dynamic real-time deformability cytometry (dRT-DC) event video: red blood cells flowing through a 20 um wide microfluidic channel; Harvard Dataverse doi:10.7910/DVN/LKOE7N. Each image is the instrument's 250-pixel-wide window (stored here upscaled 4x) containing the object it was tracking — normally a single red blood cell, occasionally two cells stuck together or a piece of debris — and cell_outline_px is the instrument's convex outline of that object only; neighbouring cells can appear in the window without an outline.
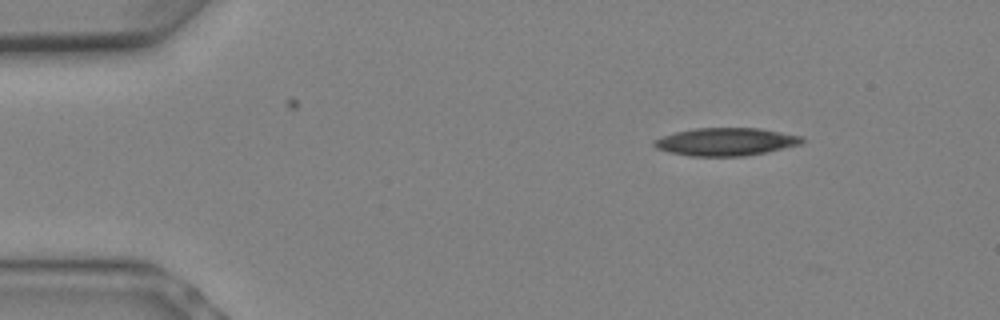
{"species": "Egyptian fruit bat (a non-hibernating species)", "species_latin": "Rousettus aegyptiacus", "temperature_condition": "warm", "stored_images_in_passage": 7, "camera_frame_rate_fps": 3000, "um_per_image_px": 0.085, "animal": {"sex": "female"}, "frame": {"image": 1, "passage_image": 1, "time_ms": 0.0, "image_size_px": [1000, 320], "cell_outline_px": [[804, 140], [800, 144], [768, 152], [744, 156], [688, 156], [668, 152], [656, 148], [652, 144], [652, 140], [676, 132], [692, 128], [760, 128], [804, 136]], "centroid_in_image_um": [61.69, 12.05], "position_along_channel_um": 23.3, "area_um2": 24.16}}
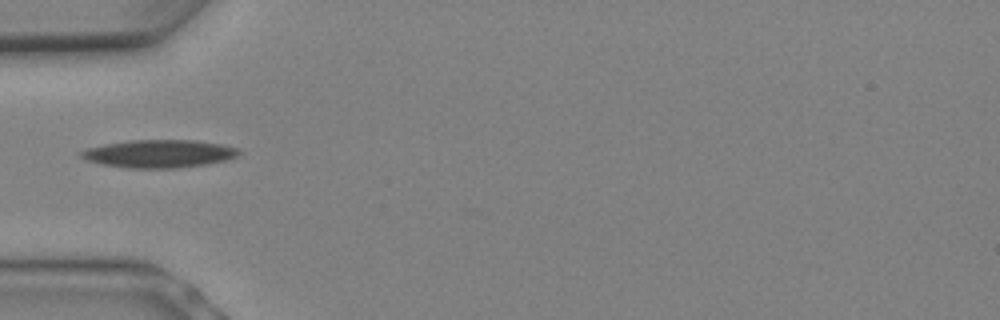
{"frame": {"image": 2, "passage_image": 5, "time_ms": 1.333, "image_size_px": [1000, 320], "cell_outline_px": [[240, 152], [236, 156], [228, 160], [208, 164], [176, 168], [128, 168], [100, 164], [88, 160], [80, 156], [80, 152], [88, 148], [104, 144], [128, 140], [196, 140], [220, 144], [240, 148]], "centroid_in_image_um": [13.55, 13.06], "position_along_channel_um": 71.5, "area_um2": 25.72}}
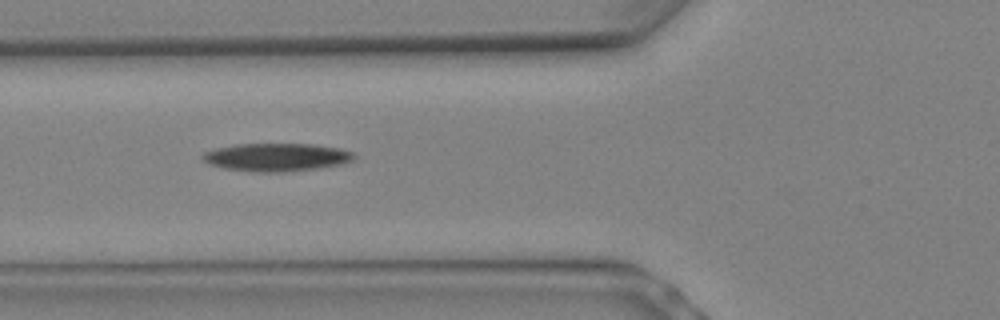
{"frame": {"image": 3, "passage_image": 6, "time_ms": 1.667, "image_size_px": [1000, 320], "cell_outline_px": [[356, 156], [352, 160], [340, 164], [316, 168], [280, 172], [252, 172], [224, 168], [208, 164], [200, 156], [204, 152], [216, 148], [236, 144], [316, 144], [340, 148], [356, 152]], "centroid_in_image_um": [23.5, 13.35], "position_along_channel_um": 102.3, "area_um2": 24.8}}